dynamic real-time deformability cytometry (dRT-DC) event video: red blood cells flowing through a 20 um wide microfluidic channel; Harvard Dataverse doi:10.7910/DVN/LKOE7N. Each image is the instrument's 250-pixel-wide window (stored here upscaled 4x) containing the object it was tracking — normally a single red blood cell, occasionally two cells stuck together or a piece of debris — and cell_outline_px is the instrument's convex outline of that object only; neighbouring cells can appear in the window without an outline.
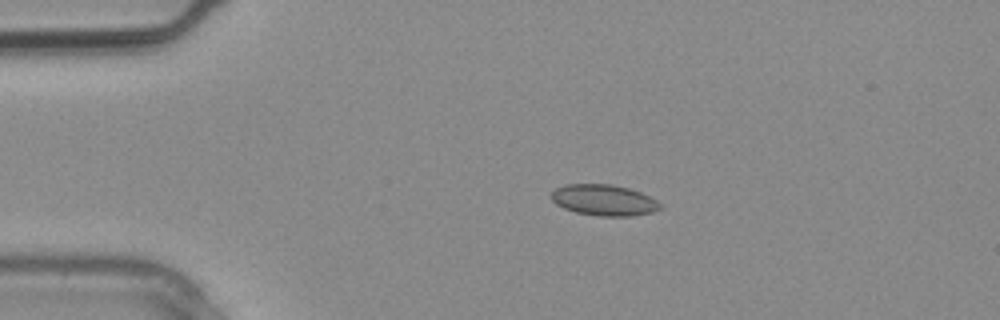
{"species": "common noctule bat (a hibernating species)", "species_latin": "Nyctalus noctula", "temperature_condition": "warm", "stored_images_in_passage": 2, "camera_frame_rate_fps": 3000, "um_per_image_px": 0.085, "animal": {"sex": "male", "body_mass_g": 20.4}, "frame": {"image": 1, "passage_image": 2, "time_ms": 0.333, "image_size_px": [1000, 320], "cell_outline_px": [[660, 208], [652, 212], [632, 216], [596, 216], [576, 212], [564, 208], [556, 204], [552, 200], [552, 192], [556, 188], [564, 184], [612, 184], [628, 188], [640, 192], [656, 200], [660, 204]], "centroid_in_image_um": [51.31, 17.01], "position_along_channel_um": 33.7, "area_um2": 19.59}}